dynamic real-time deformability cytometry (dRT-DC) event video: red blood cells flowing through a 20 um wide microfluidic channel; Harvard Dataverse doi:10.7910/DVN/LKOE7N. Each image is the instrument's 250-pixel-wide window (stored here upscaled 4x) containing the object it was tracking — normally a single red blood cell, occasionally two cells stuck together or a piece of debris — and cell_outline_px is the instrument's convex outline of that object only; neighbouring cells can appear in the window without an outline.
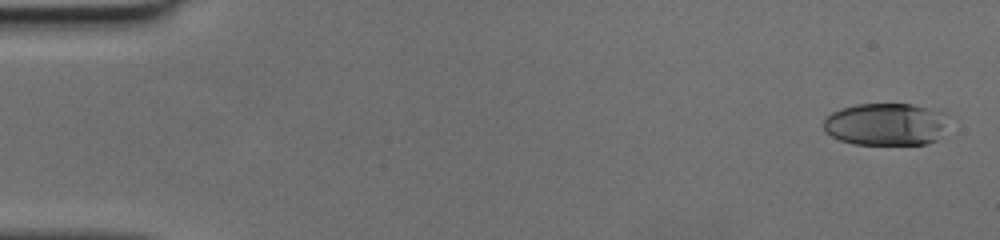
{"species": "human", "species_latin": "Homo sapiens", "temperature_condition": "cold", "stored_images_in_passage": 49, "camera_frame_rate_fps": 3000, "um_per_image_px": 0.085, "donor": {"sex": "female"}, "frame": {"image": 1, "passage_image": 2, "time_ms": 0.333, "image_size_px": [1000, 240], "cell_outline_px": [[948, 112], [936, 140], [928, 144], [856, 144], [840, 140], [832, 136], [824, 128], [824, 120], [832, 112], [840, 108], [856, 104], [912, 104]], "centroid_in_image_um": [75.28, 10.54], "position_along_channel_um": 9.7, "area_um2": 30.58}}
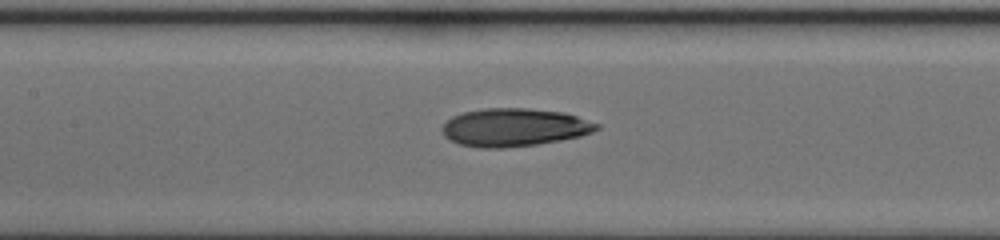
{"frame": {"image": 2, "passage_image": 24, "time_ms": 7.667, "image_size_px": [1000, 240], "cell_outline_px": [[600, 128], [592, 132], [580, 136], [560, 140], [536, 144], [504, 148], [480, 148], [460, 144], [448, 140], [444, 136], [440, 128], [452, 116], [464, 112], [484, 108], [528, 108], [564, 112], [600, 124]], "centroid_in_image_um": [43.69, 10.82], "position_along_channel_um": 163.7, "area_um2": 34.33}}
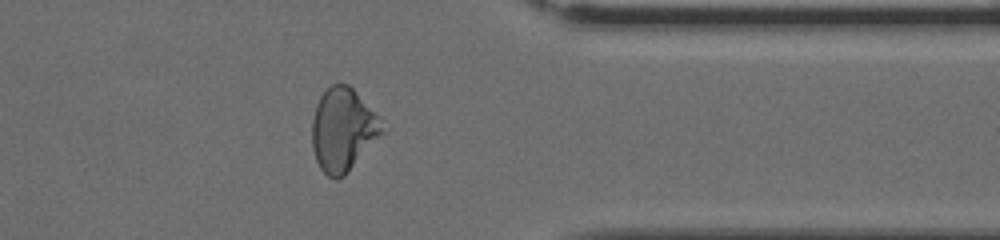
{"frame": {"image": 3, "passage_image": 40, "time_ms": 13.0, "image_size_px": [1000, 240], "cell_outline_px": [[384, 132], [348, 172], [344, 176], [336, 180], [328, 176], [320, 168], [316, 160], [312, 148], [312, 120], [316, 104], [320, 96], [332, 84], [348, 84], [384, 120]], "centroid_in_image_um": [29.17, 11.03], "position_along_channel_um": 382.2, "area_um2": 34.1}}